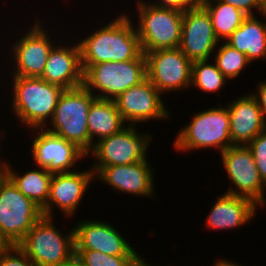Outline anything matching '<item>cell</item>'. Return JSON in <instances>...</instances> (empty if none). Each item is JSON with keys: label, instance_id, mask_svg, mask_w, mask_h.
I'll return each mask as SVG.
<instances>
[{"label": "cell", "instance_id": "cell-1", "mask_svg": "<svg viewBox=\"0 0 266 266\" xmlns=\"http://www.w3.org/2000/svg\"><path fill=\"white\" fill-rule=\"evenodd\" d=\"M97 30L77 40L81 65L85 72L91 65L138 59L142 54L136 22L128 14H120Z\"/></svg>", "mask_w": 266, "mask_h": 266}, {"label": "cell", "instance_id": "cell-2", "mask_svg": "<svg viewBox=\"0 0 266 266\" xmlns=\"http://www.w3.org/2000/svg\"><path fill=\"white\" fill-rule=\"evenodd\" d=\"M11 77L12 116L24 127L44 128L52 119L64 89L41 77Z\"/></svg>", "mask_w": 266, "mask_h": 266}, {"label": "cell", "instance_id": "cell-3", "mask_svg": "<svg viewBox=\"0 0 266 266\" xmlns=\"http://www.w3.org/2000/svg\"><path fill=\"white\" fill-rule=\"evenodd\" d=\"M190 120L178 131L173 140L175 151L184 153L216 148L221 153L232 146L230 115L226 105L195 112Z\"/></svg>", "mask_w": 266, "mask_h": 266}, {"label": "cell", "instance_id": "cell-4", "mask_svg": "<svg viewBox=\"0 0 266 266\" xmlns=\"http://www.w3.org/2000/svg\"><path fill=\"white\" fill-rule=\"evenodd\" d=\"M53 219L43 215L17 245L36 266H63L75 257L74 227L65 235Z\"/></svg>", "mask_w": 266, "mask_h": 266}, {"label": "cell", "instance_id": "cell-5", "mask_svg": "<svg viewBox=\"0 0 266 266\" xmlns=\"http://www.w3.org/2000/svg\"><path fill=\"white\" fill-rule=\"evenodd\" d=\"M95 99L96 97L84 85L64 90L52 119L44 128L75 143L88 155L91 151V140L87 120L89 108Z\"/></svg>", "mask_w": 266, "mask_h": 266}, {"label": "cell", "instance_id": "cell-6", "mask_svg": "<svg viewBox=\"0 0 266 266\" xmlns=\"http://www.w3.org/2000/svg\"><path fill=\"white\" fill-rule=\"evenodd\" d=\"M136 30L143 53L178 48L181 43L183 12L136 0Z\"/></svg>", "mask_w": 266, "mask_h": 266}, {"label": "cell", "instance_id": "cell-7", "mask_svg": "<svg viewBox=\"0 0 266 266\" xmlns=\"http://www.w3.org/2000/svg\"><path fill=\"white\" fill-rule=\"evenodd\" d=\"M146 78V58L143 53L136 60L91 65L84 72L83 85L96 98L115 100Z\"/></svg>", "mask_w": 266, "mask_h": 266}, {"label": "cell", "instance_id": "cell-8", "mask_svg": "<svg viewBox=\"0 0 266 266\" xmlns=\"http://www.w3.org/2000/svg\"><path fill=\"white\" fill-rule=\"evenodd\" d=\"M43 216L42 208L24 196L4 174L0 175V231L18 245Z\"/></svg>", "mask_w": 266, "mask_h": 266}, {"label": "cell", "instance_id": "cell-9", "mask_svg": "<svg viewBox=\"0 0 266 266\" xmlns=\"http://www.w3.org/2000/svg\"><path fill=\"white\" fill-rule=\"evenodd\" d=\"M151 133H140L136 125H127L120 132L94 144L88 153L95 159L91 167L128 165L148 160Z\"/></svg>", "mask_w": 266, "mask_h": 266}, {"label": "cell", "instance_id": "cell-10", "mask_svg": "<svg viewBox=\"0 0 266 266\" xmlns=\"http://www.w3.org/2000/svg\"><path fill=\"white\" fill-rule=\"evenodd\" d=\"M38 19V20H37ZM39 18L25 31L22 37L17 36L10 46L11 54H7L13 60V73L8 75L21 77H41L50 51L56 45L52 33L45 29L44 22ZM47 30V31H46ZM51 35V36H50ZM19 38V39H18ZM15 65V66H14ZM12 73V74H11Z\"/></svg>", "mask_w": 266, "mask_h": 266}, {"label": "cell", "instance_id": "cell-11", "mask_svg": "<svg viewBox=\"0 0 266 266\" xmlns=\"http://www.w3.org/2000/svg\"><path fill=\"white\" fill-rule=\"evenodd\" d=\"M220 157L231 181L230 189L224 193L248 198L256 205L264 208L266 184L260 177L248 146L232 145L223 150Z\"/></svg>", "mask_w": 266, "mask_h": 266}, {"label": "cell", "instance_id": "cell-12", "mask_svg": "<svg viewBox=\"0 0 266 266\" xmlns=\"http://www.w3.org/2000/svg\"><path fill=\"white\" fill-rule=\"evenodd\" d=\"M30 130H32L30 134L35 133L32 135L34 137L30 151L32 161L35 166L45 168L51 174L76 171L77 169L73 167L87 156L75 143L67 141L45 128Z\"/></svg>", "mask_w": 266, "mask_h": 266}, {"label": "cell", "instance_id": "cell-13", "mask_svg": "<svg viewBox=\"0 0 266 266\" xmlns=\"http://www.w3.org/2000/svg\"><path fill=\"white\" fill-rule=\"evenodd\" d=\"M147 79L161 94L181 91L191 85L192 62L180 48L145 53Z\"/></svg>", "mask_w": 266, "mask_h": 266}, {"label": "cell", "instance_id": "cell-14", "mask_svg": "<svg viewBox=\"0 0 266 266\" xmlns=\"http://www.w3.org/2000/svg\"><path fill=\"white\" fill-rule=\"evenodd\" d=\"M160 91L146 78L140 84L121 93L114 101L122 119L128 125L152 120H170L169 109ZM129 122V123H128Z\"/></svg>", "mask_w": 266, "mask_h": 266}, {"label": "cell", "instance_id": "cell-15", "mask_svg": "<svg viewBox=\"0 0 266 266\" xmlns=\"http://www.w3.org/2000/svg\"><path fill=\"white\" fill-rule=\"evenodd\" d=\"M218 43L220 41L213 31L210 15L199 2L183 12L179 48L191 62L202 60L210 62Z\"/></svg>", "mask_w": 266, "mask_h": 266}, {"label": "cell", "instance_id": "cell-16", "mask_svg": "<svg viewBox=\"0 0 266 266\" xmlns=\"http://www.w3.org/2000/svg\"><path fill=\"white\" fill-rule=\"evenodd\" d=\"M106 220H81L74 226L75 251H98L112 256H140L129 240Z\"/></svg>", "mask_w": 266, "mask_h": 266}, {"label": "cell", "instance_id": "cell-17", "mask_svg": "<svg viewBox=\"0 0 266 266\" xmlns=\"http://www.w3.org/2000/svg\"><path fill=\"white\" fill-rule=\"evenodd\" d=\"M94 180L125 194L155 198L154 171L148 160L128 165L91 167ZM155 192V193H154Z\"/></svg>", "mask_w": 266, "mask_h": 266}, {"label": "cell", "instance_id": "cell-18", "mask_svg": "<svg viewBox=\"0 0 266 266\" xmlns=\"http://www.w3.org/2000/svg\"><path fill=\"white\" fill-rule=\"evenodd\" d=\"M92 181H95L94 172L90 168L79 172L53 174L49 199L42 208L43 215L55 217L53 216L54 208H59L64 217L71 219L73 214L78 211L79 203L82 204V199Z\"/></svg>", "mask_w": 266, "mask_h": 266}, {"label": "cell", "instance_id": "cell-19", "mask_svg": "<svg viewBox=\"0 0 266 266\" xmlns=\"http://www.w3.org/2000/svg\"><path fill=\"white\" fill-rule=\"evenodd\" d=\"M58 41L60 40L57 39V44L49 53L41 78L50 84L60 86L64 90L83 86L84 72L78 42L75 44L67 43V46Z\"/></svg>", "mask_w": 266, "mask_h": 266}, {"label": "cell", "instance_id": "cell-20", "mask_svg": "<svg viewBox=\"0 0 266 266\" xmlns=\"http://www.w3.org/2000/svg\"><path fill=\"white\" fill-rule=\"evenodd\" d=\"M226 106L230 115L232 145L247 146L266 129V119L251 93L231 100Z\"/></svg>", "mask_w": 266, "mask_h": 266}, {"label": "cell", "instance_id": "cell-21", "mask_svg": "<svg viewBox=\"0 0 266 266\" xmlns=\"http://www.w3.org/2000/svg\"><path fill=\"white\" fill-rule=\"evenodd\" d=\"M219 196L206 216L205 228L218 231L236 230L253 221L259 206L250 199L227 193Z\"/></svg>", "mask_w": 266, "mask_h": 266}, {"label": "cell", "instance_id": "cell-22", "mask_svg": "<svg viewBox=\"0 0 266 266\" xmlns=\"http://www.w3.org/2000/svg\"><path fill=\"white\" fill-rule=\"evenodd\" d=\"M261 15L266 19V12ZM226 42L246 54L251 63L260 59L266 61V21L248 15Z\"/></svg>", "mask_w": 266, "mask_h": 266}, {"label": "cell", "instance_id": "cell-23", "mask_svg": "<svg viewBox=\"0 0 266 266\" xmlns=\"http://www.w3.org/2000/svg\"><path fill=\"white\" fill-rule=\"evenodd\" d=\"M126 126L114 100L96 98L89 108L87 120L91 150L97 141L120 132Z\"/></svg>", "mask_w": 266, "mask_h": 266}, {"label": "cell", "instance_id": "cell-24", "mask_svg": "<svg viewBox=\"0 0 266 266\" xmlns=\"http://www.w3.org/2000/svg\"><path fill=\"white\" fill-rule=\"evenodd\" d=\"M27 169L23 174L14 170L9 161H3V173L13 182L17 189L26 197L43 208L49 199L50 183L53 174L45 168Z\"/></svg>", "mask_w": 266, "mask_h": 266}, {"label": "cell", "instance_id": "cell-25", "mask_svg": "<svg viewBox=\"0 0 266 266\" xmlns=\"http://www.w3.org/2000/svg\"><path fill=\"white\" fill-rule=\"evenodd\" d=\"M199 3L208 11L215 36L222 42L227 41L248 16L240 9L216 0H199Z\"/></svg>", "mask_w": 266, "mask_h": 266}, {"label": "cell", "instance_id": "cell-26", "mask_svg": "<svg viewBox=\"0 0 266 266\" xmlns=\"http://www.w3.org/2000/svg\"><path fill=\"white\" fill-rule=\"evenodd\" d=\"M225 84H228L227 78L219 71L216 64L208 60L194 61L191 67V85L202 93L219 92Z\"/></svg>", "mask_w": 266, "mask_h": 266}, {"label": "cell", "instance_id": "cell-27", "mask_svg": "<svg viewBox=\"0 0 266 266\" xmlns=\"http://www.w3.org/2000/svg\"><path fill=\"white\" fill-rule=\"evenodd\" d=\"M218 45L220 47H217V50L214 52L216 54L212 55L214 57L213 62L228 81L237 78L247 66L252 64L246 54L236 50L226 41Z\"/></svg>", "mask_w": 266, "mask_h": 266}, {"label": "cell", "instance_id": "cell-28", "mask_svg": "<svg viewBox=\"0 0 266 266\" xmlns=\"http://www.w3.org/2000/svg\"><path fill=\"white\" fill-rule=\"evenodd\" d=\"M75 257L83 266H137L141 256H112L98 251H75Z\"/></svg>", "mask_w": 266, "mask_h": 266}, {"label": "cell", "instance_id": "cell-29", "mask_svg": "<svg viewBox=\"0 0 266 266\" xmlns=\"http://www.w3.org/2000/svg\"><path fill=\"white\" fill-rule=\"evenodd\" d=\"M262 181L266 184V129L248 145Z\"/></svg>", "mask_w": 266, "mask_h": 266}, {"label": "cell", "instance_id": "cell-30", "mask_svg": "<svg viewBox=\"0 0 266 266\" xmlns=\"http://www.w3.org/2000/svg\"><path fill=\"white\" fill-rule=\"evenodd\" d=\"M0 266H36V265L17 245H13L8 251L0 255Z\"/></svg>", "mask_w": 266, "mask_h": 266}, {"label": "cell", "instance_id": "cell-31", "mask_svg": "<svg viewBox=\"0 0 266 266\" xmlns=\"http://www.w3.org/2000/svg\"><path fill=\"white\" fill-rule=\"evenodd\" d=\"M216 1L230 4L243 11L246 15H256L255 12H258L261 15L262 13L266 12V7L260 0H216Z\"/></svg>", "mask_w": 266, "mask_h": 266}, {"label": "cell", "instance_id": "cell-32", "mask_svg": "<svg viewBox=\"0 0 266 266\" xmlns=\"http://www.w3.org/2000/svg\"><path fill=\"white\" fill-rule=\"evenodd\" d=\"M151 4L161 8H171L184 12L190 7L196 5L199 0H155V2L149 1Z\"/></svg>", "mask_w": 266, "mask_h": 266}, {"label": "cell", "instance_id": "cell-33", "mask_svg": "<svg viewBox=\"0 0 266 266\" xmlns=\"http://www.w3.org/2000/svg\"><path fill=\"white\" fill-rule=\"evenodd\" d=\"M257 90L253 93L251 92V95L256 99L258 106L262 110V113L266 119V81L263 80L260 83L258 82V85L256 87Z\"/></svg>", "mask_w": 266, "mask_h": 266}, {"label": "cell", "instance_id": "cell-34", "mask_svg": "<svg viewBox=\"0 0 266 266\" xmlns=\"http://www.w3.org/2000/svg\"><path fill=\"white\" fill-rule=\"evenodd\" d=\"M13 245L0 231V255L8 251Z\"/></svg>", "mask_w": 266, "mask_h": 266}, {"label": "cell", "instance_id": "cell-35", "mask_svg": "<svg viewBox=\"0 0 266 266\" xmlns=\"http://www.w3.org/2000/svg\"><path fill=\"white\" fill-rule=\"evenodd\" d=\"M211 266H242V264L236 263V261L234 262V260L232 262L231 260L220 258V259H217L215 264H212Z\"/></svg>", "mask_w": 266, "mask_h": 266}, {"label": "cell", "instance_id": "cell-36", "mask_svg": "<svg viewBox=\"0 0 266 266\" xmlns=\"http://www.w3.org/2000/svg\"><path fill=\"white\" fill-rule=\"evenodd\" d=\"M63 266H83L76 257H74L71 261L67 262Z\"/></svg>", "mask_w": 266, "mask_h": 266}, {"label": "cell", "instance_id": "cell-37", "mask_svg": "<svg viewBox=\"0 0 266 266\" xmlns=\"http://www.w3.org/2000/svg\"><path fill=\"white\" fill-rule=\"evenodd\" d=\"M137 266H154V265L152 264L150 265V263L147 262V260L143 259Z\"/></svg>", "mask_w": 266, "mask_h": 266}, {"label": "cell", "instance_id": "cell-38", "mask_svg": "<svg viewBox=\"0 0 266 266\" xmlns=\"http://www.w3.org/2000/svg\"><path fill=\"white\" fill-rule=\"evenodd\" d=\"M0 140L1 139H3L4 140V138H1V137H4L5 135H6V133H5V130H3L2 128H1V131H0ZM1 142V141H0ZM1 144V143H0ZM1 146V145H0ZM1 152V151H0ZM0 157H1V155H0Z\"/></svg>", "mask_w": 266, "mask_h": 266}, {"label": "cell", "instance_id": "cell-39", "mask_svg": "<svg viewBox=\"0 0 266 266\" xmlns=\"http://www.w3.org/2000/svg\"><path fill=\"white\" fill-rule=\"evenodd\" d=\"M3 173V159H0V175Z\"/></svg>", "mask_w": 266, "mask_h": 266}, {"label": "cell", "instance_id": "cell-40", "mask_svg": "<svg viewBox=\"0 0 266 266\" xmlns=\"http://www.w3.org/2000/svg\"><path fill=\"white\" fill-rule=\"evenodd\" d=\"M263 4H265L266 3V0H260Z\"/></svg>", "mask_w": 266, "mask_h": 266}]
</instances>
